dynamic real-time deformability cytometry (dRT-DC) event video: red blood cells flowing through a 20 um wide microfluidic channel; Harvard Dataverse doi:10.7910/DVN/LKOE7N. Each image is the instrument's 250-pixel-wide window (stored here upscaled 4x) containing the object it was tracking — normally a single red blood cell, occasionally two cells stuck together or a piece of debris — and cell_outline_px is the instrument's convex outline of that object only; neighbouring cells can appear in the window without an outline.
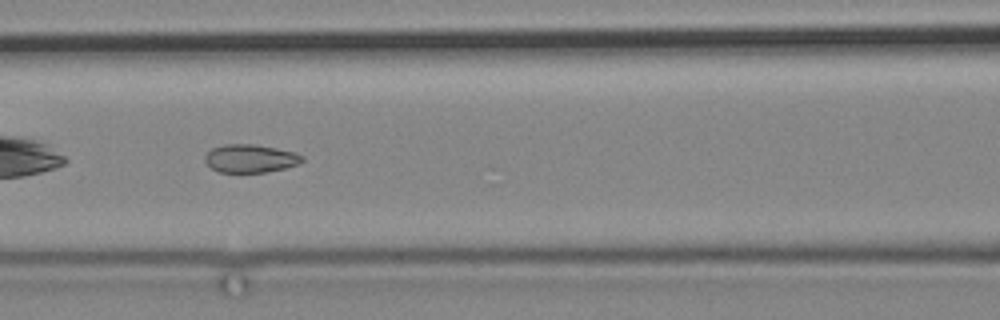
{"species": "common noctule bat (a hibernating species)", "species_latin": "Nyctalus noctula", "temperature_condition": "cold", "stored_images_in_passage": 4, "camera_frame_rate_fps": 3000, "um_per_image_px": 0.085, "animal": {"sex": "male", "body_mass_g": 19.2, "forearm_length_mm": 51.8}, "frame": {"image": 1, "passage_image": 3, "time_ms": 2.333, "image_size_px": [1000, 320], "cell_outline_px": [[304, 160], [300, 164], [284, 168], [264, 172], [220, 172], [212, 168], [204, 160], [204, 156], [212, 148], [224, 144], [256, 144], [296, 152], [304, 156]], "centroid_in_image_um": [21.31, 13.46], "position_along_channel_um": 145.3, "area_um2": 16.01}}
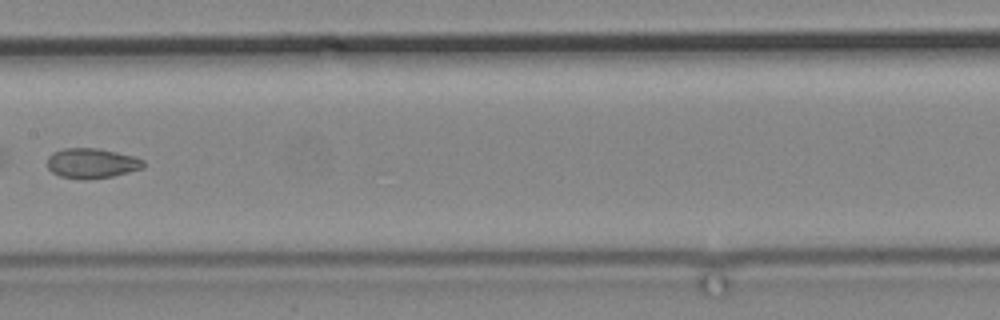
{"frame": {"image": 2, "passage_image": 4, "time_ms": 4.0, "image_size_px": [1000, 320], "cell_outline_px": [[144, 168], [112, 176], [84, 180], [60, 176], [52, 172], [48, 168], [48, 156], [52, 152], [64, 148], [96, 148], [116, 152], [132, 156], [144, 160]], "centroid_in_image_um": [7.78, 13.88], "position_along_channel_um": 199.6, "area_um2": 16.76}}